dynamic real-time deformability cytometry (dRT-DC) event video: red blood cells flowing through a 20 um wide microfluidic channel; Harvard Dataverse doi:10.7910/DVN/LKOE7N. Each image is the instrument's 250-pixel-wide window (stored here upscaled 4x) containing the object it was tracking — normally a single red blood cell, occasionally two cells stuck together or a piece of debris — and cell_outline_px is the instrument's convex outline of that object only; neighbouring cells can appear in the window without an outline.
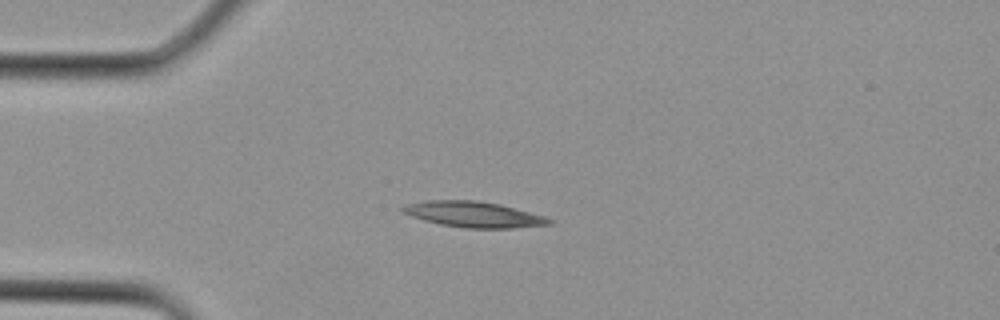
{"species": "Egyptian fruit bat (a non-hibernating species)", "species_latin": "Rousettus aegyptiacus", "temperature_condition": "cold", "stored_images_in_passage": 3, "camera_frame_rate_fps": 3000, "um_per_image_px": 0.085, "animal": {"sex": "female"}, "frame": {"image": 1, "passage_image": 3, "time_ms": 0.667, "image_size_px": [1000, 320], "cell_outline_px": [[552, 224], [512, 228], [464, 228], [440, 224], [424, 220], [400, 212], [400, 208], [408, 204], [428, 200], [476, 200], [500, 204], [544, 216], [552, 220]], "centroid_in_image_um": [40.24, 18.22], "position_along_channel_um": 44.8, "area_um2": 21.85}}